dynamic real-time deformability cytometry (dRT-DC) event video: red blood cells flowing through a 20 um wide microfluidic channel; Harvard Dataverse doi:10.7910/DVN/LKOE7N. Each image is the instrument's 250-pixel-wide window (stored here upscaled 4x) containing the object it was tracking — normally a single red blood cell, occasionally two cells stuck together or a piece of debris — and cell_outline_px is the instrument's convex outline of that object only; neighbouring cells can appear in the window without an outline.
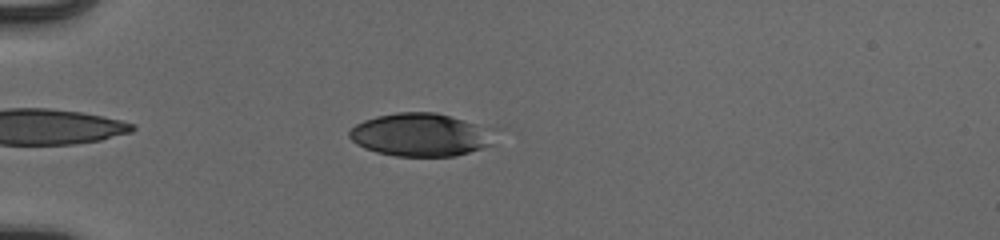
{"species": "human", "species_latin": "Homo sapiens", "temperature_condition": "cold", "stored_images_in_passage": 39, "camera_frame_rate_fps": 3000, "um_per_image_px": 0.085, "donor": {"sex": "male"}, "frame": {"image": 1, "passage_image": 6, "time_ms": 1.667, "image_size_px": [1000, 240], "cell_outline_px": [[496, 128], [492, 144], [456, 156], [396, 156], [376, 152], [364, 148], [356, 144], [348, 136], [348, 132], [356, 124], [364, 120], [376, 116], [396, 112], [436, 112]], "centroid_in_image_um": [35.78, 11.44], "position_along_channel_um": 49.2, "area_um2": 36.82}}
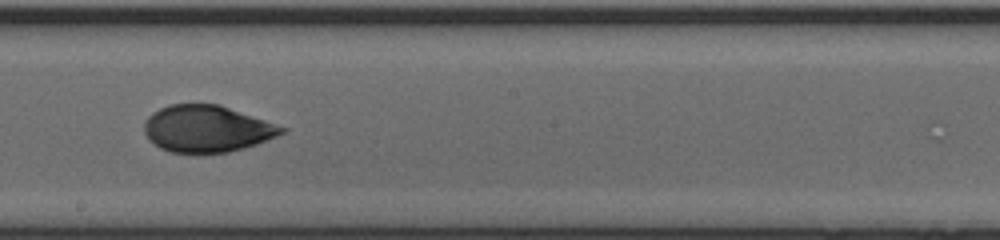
{"frame": {"image": 2, "passage_image": 22, "time_ms": 7.0, "image_size_px": [1000, 240], "cell_outline_px": [[288, 128], [284, 132], [276, 136], [256, 144], [244, 148], [228, 152], [196, 156], [168, 152], [160, 148], [148, 140], [144, 132], [144, 120], [152, 112], [160, 108], [172, 104], [220, 104]], "centroid_in_image_um": [17.54, 10.98], "position_along_channel_um": 230.7, "area_um2": 38.26}}
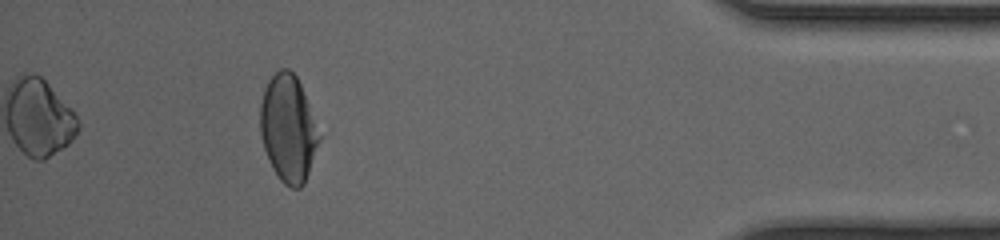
{"frame": {"image": 3, "passage_image": 39, "time_ms": 12.667, "image_size_px": [1000, 240], "cell_outline_px": [[320, 140], [304, 184], [300, 188], [292, 188], [284, 184], [280, 180], [272, 168], [264, 148], [260, 132], [260, 104], [264, 88], [268, 80], [280, 68], [288, 68], [296, 76], [300, 84], [308, 104], [320, 136]], "centroid_in_image_um": [24.47, 10.93], "position_along_channel_um": 410.7, "area_um2": 36.36}, "authors_computed_cell_mechanics": {"area_um2": 37.281, "velocity_mm_per_s": 3.9391, "shape_relaxation_time_tau1_ms": 4.4999, "shape_relaxation_time_tau2_ms": 0.8253, "deformation_change_tau1": 0.1564, "deformation_change_tau2": 0.0406}}